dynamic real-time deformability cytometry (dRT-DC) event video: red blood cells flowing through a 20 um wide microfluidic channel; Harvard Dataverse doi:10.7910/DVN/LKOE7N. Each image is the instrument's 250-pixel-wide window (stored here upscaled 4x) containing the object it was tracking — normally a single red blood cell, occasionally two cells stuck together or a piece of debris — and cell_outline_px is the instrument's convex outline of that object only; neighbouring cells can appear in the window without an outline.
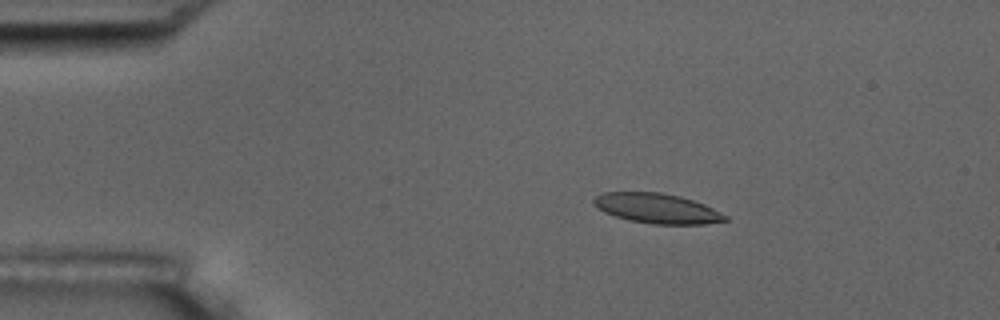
{"species": "common noctule bat (a hibernating species)", "species_latin": "Nyctalus noctula", "temperature_condition": "room temperature", "stored_images_in_passage": 4, "camera_frame_rate_fps": 3000, "um_per_image_px": 0.085, "animal": {"sex": "male", "body_mass_g": 17.5, "forearm_length_mm": 52.3}, "frame": {"image": 1, "passage_image": 3, "time_ms": 2.333, "image_size_px": [1000, 320], "cell_outline_px": [[728, 220], [704, 224], [652, 224], [632, 220], [616, 216], [604, 212], [592, 204], [592, 200], [596, 196], [604, 192], [660, 192], [680, 196], [704, 204], [728, 216]], "centroid_in_image_um": [55.84, 17.7], "position_along_channel_um": 29.2, "area_um2": 22.77}}